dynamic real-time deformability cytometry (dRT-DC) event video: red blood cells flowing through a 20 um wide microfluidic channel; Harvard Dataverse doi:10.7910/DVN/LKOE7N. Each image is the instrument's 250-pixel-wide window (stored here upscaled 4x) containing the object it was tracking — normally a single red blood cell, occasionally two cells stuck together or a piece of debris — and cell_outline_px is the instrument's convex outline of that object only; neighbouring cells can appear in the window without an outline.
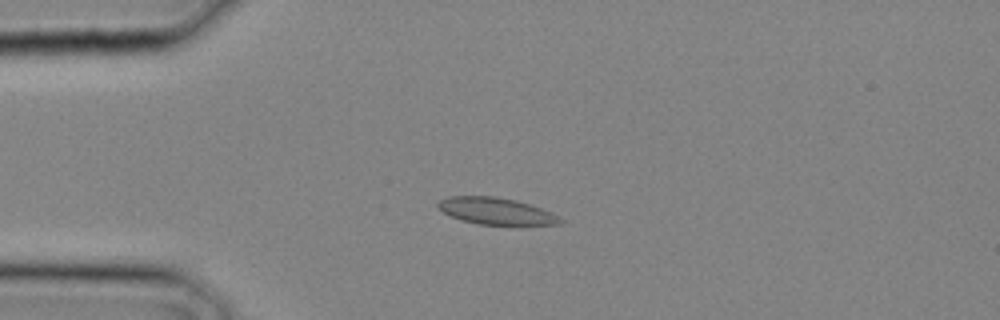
{"species": "common noctule bat (a hibernating species)", "species_latin": "Nyctalus noctula", "temperature_condition": "cold", "stored_images_in_passage": 18, "camera_frame_rate_fps": 3000, "um_per_image_px": 0.085, "animal": {"sex": "male", "body_mass_g": 20.4}, "frame": {"image": 1, "passage_image": 5, "time_ms": 1.333, "image_size_px": [1000, 320], "cell_outline_px": [[564, 220], [560, 224], [480, 224], [460, 220], [444, 212], [436, 204], [440, 200], [448, 196], [496, 196], [516, 200], [552, 212]], "centroid_in_image_um": [42.15, 17.93], "position_along_channel_um": 42.8, "area_um2": 18.79}}
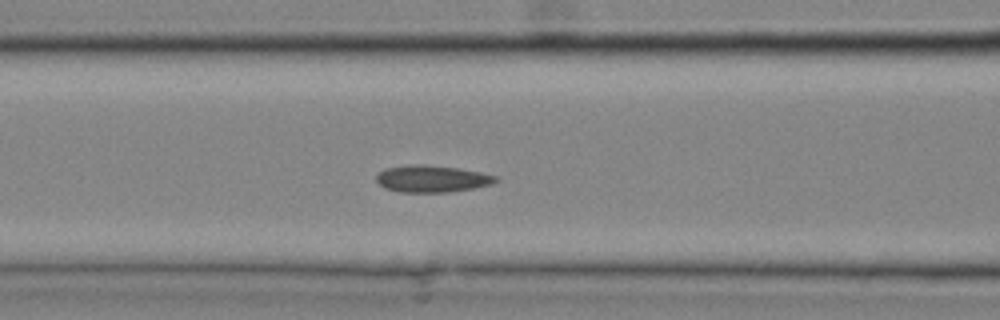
{"frame": {"image": 2, "passage_image": 10, "time_ms": 3.0, "image_size_px": [1000, 320], "cell_outline_px": [[500, 180], [492, 184], [472, 188], [448, 192], [400, 192], [384, 188], [376, 180], [376, 176], [384, 168], [416, 164], [424, 164], [456, 168], [480, 172], [500, 176]], "centroid_in_image_um": [36.74, 15.19], "position_along_channel_um": 129.9, "area_um2": 18.73}}
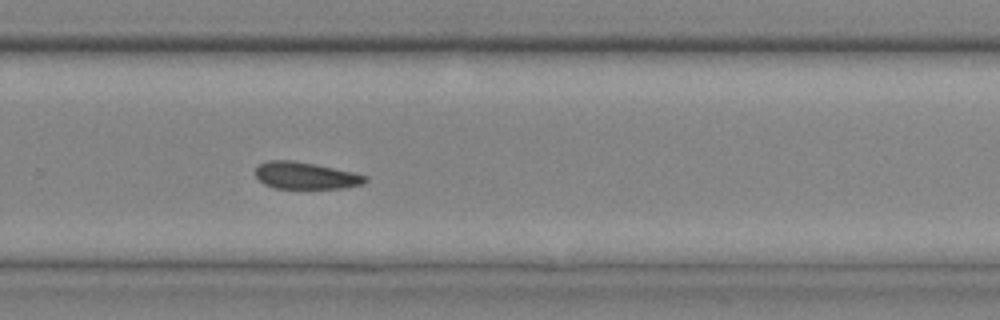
{"frame": {"image": 3, "passage_image": 18, "time_ms": 5.667, "image_size_px": [1000, 320], "cell_outline_px": [[368, 180], [364, 184], [344, 188], [276, 188], [264, 184], [256, 176], [256, 168], [260, 164], [268, 160], [292, 160], [316, 164], [352, 172], [368, 176]], "centroid_in_image_um": [26.01, 14.92], "position_along_channel_um": 303.8, "area_um2": 17.22}}